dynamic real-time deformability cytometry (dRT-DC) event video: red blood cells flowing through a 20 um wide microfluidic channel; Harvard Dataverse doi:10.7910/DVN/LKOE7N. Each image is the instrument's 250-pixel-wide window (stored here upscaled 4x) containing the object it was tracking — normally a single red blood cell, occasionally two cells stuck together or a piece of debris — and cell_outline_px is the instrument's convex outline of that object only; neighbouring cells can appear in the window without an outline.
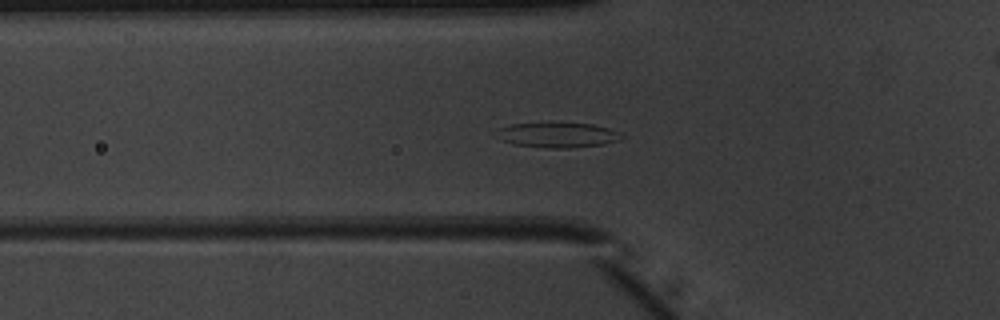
{"species": "common noctule bat (a hibernating species)", "species_latin": "Nyctalus noctula", "temperature_condition": "warm", "stored_images_in_passage": 46, "camera_frame_rate_fps": 3000, "um_per_image_px": 0.085, "animal": {"sex": "male", "body_mass_g": 20.1, "forearm_length_mm": 53.5}, "frame": {"image": 1, "passage_image": 12, "time_ms": 3.667, "image_size_px": [1000, 320], "cell_outline_px": [[624, 136], [620, 140], [604, 144], [568, 148], [548, 148], [512, 144], [500, 140], [500, 128], [512, 124], [592, 124], [608, 128], [620, 132]], "centroid_in_image_um": [47.47, 11.5], "position_along_channel_um": 78.3, "area_um2": 17.74}}
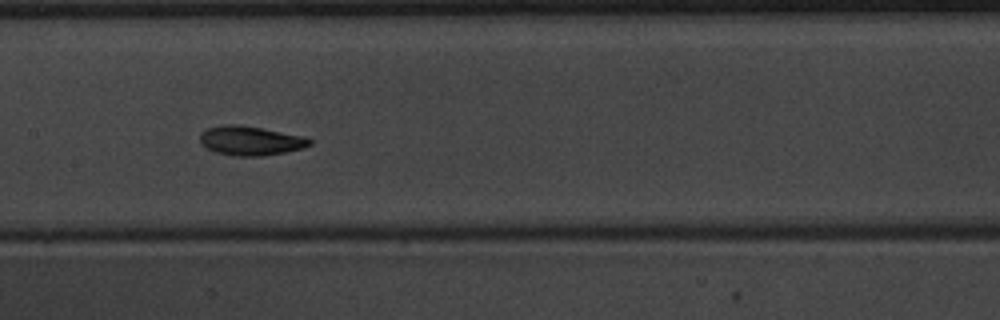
{"frame": {"image": 2, "passage_image": 20, "time_ms": 6.333, "image_size_px": [1000, 320], "cell_outline_px": [[312, 144], [300, 148], [284, 152], [264, 156], [232, 156], [216, 152], [200, 144], [200, 132], [208, 128], [224, 124], [240, 124], [304, 136], [312, 140]], "centroid_in_image_um": [21.26, 11.95], "position_along_channel_um": 186.1, "area_um2": 18.73}}
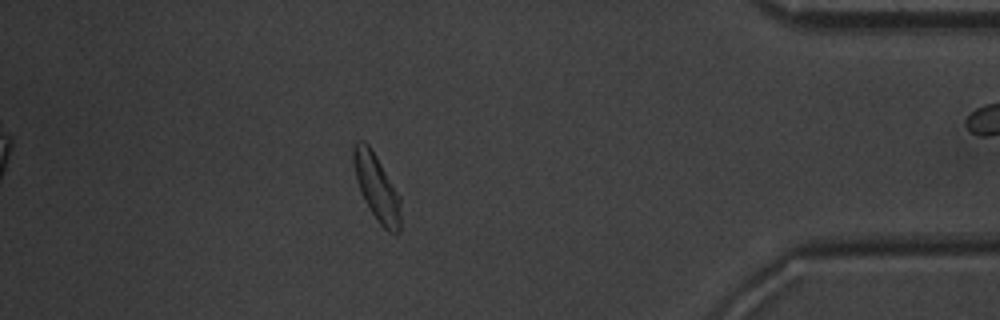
{"frame": {"image": 3, "passage_image": 39, "time_ms": 12.667, "image_size_px": [1000, 320], "cell_outline_px": [[400, 232], [396, 236], [388, 232], [376, 220], [356, 180], [352, 160], [352, 148], [356, 140], [364, 140], [368, 144], [376, 156], [400, 196]], "centroid_in_image_um": [32.02, 15.93], "position_along_channel_um": 403.2, "area_um2": 18.15}, "authors_computed_cell_mechanics": {"area_um2": 18.3804, "velocity_mm_per_s": 4.0056, "shape_relaxation_time_tau1_ms": 2.4093, "shape_relaxation_time_tau2_ms": 2.7611, "deformation_change_tau1": 0.1289, "deformation_change_tau2": 0.0828}}